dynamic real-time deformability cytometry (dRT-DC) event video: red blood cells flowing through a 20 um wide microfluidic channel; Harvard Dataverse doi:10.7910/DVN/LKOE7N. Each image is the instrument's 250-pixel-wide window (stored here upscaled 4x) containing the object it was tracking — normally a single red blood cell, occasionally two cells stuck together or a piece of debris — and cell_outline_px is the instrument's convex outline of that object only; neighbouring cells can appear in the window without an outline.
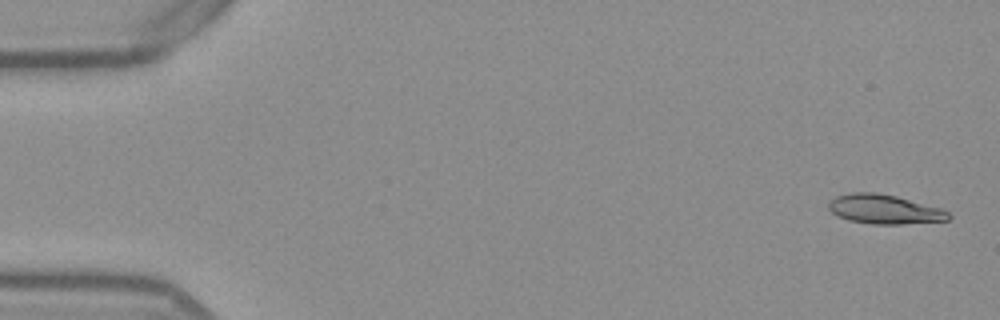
{"species": "Egyptian fruit bat (a non-hibernating species)", "species_latin": "Rousettus aegyptiacus", "temperature_condition": "warm", "stored_images_in_passage": 53, "camera_frame_rate_fps": 3000, "um_per_image_px": 0.085, "frame": {"image": 1, "passage_image": 2, "time_ms": 0.333, "image_size_px": [1000, 320], "cell_outline_px": [[952, 216], [948, 220], [900, 224], [872, 224], [848, 220], [836, 216], [828, 208], [828, 200], [836, 196], [852, 192], [876, 192], [896, 196], [940, 208], [948, 212]], "centroid_in_image_um": [75.12, 17.78], "position_along_channel_um": 9.9, "area_um2": 20.52}}
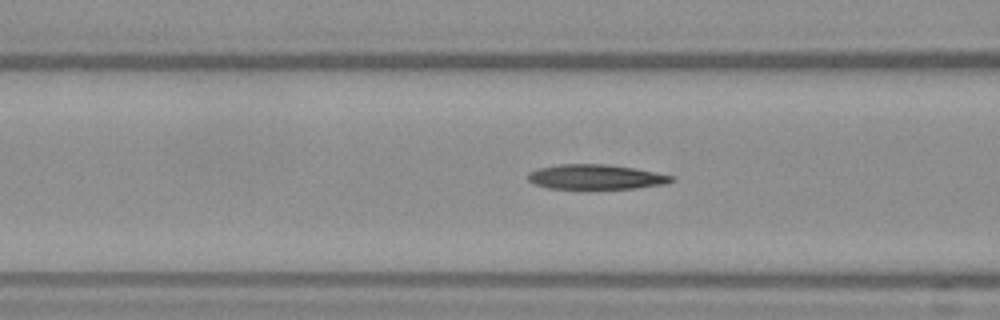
{"frame": {"image": 2, "passage_image": 21, "time_ms": 6.667, "image_size_px": [1000, 320], "cell_outline_px": [[676, 180], [668, 184], [636, 188], [548, 188], [536, 184], [528, 180], [528, 172], [540, 168], [560, 164], [608, 164], [636, 168], [676, 176]], "centroid_in_image_um": [50.74, 15.03], "position_along_channel_um": 115.9, "area_um2": 20.81}}
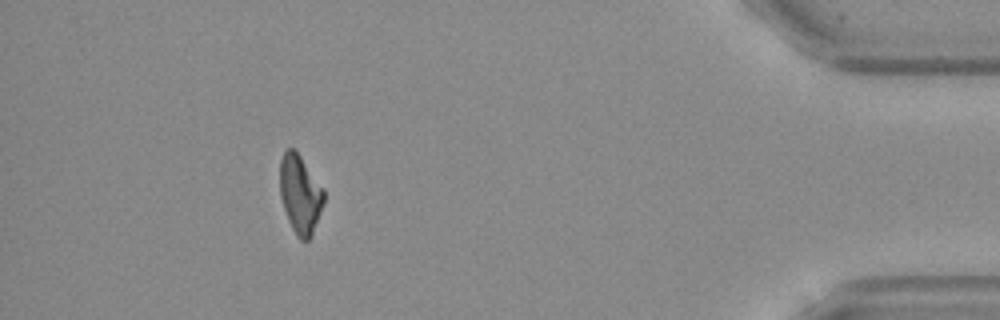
{"frame": {"image": 3, "passage_image": 48, "time_ms": 15.667, "image_size_px": [1000, 320], "cell_outline_px": [[324, 204], [312, 232], [308, 240], [300, 240], [296, 236], [288, 220], [280, 196], [280, 160], [284, 152], [288, 148], [292, 148], [300, 156], [324, 188]], "centroid_in_image_um": [25.51, 16.51], "position_along_channel_um": 409.7, "area_um2": 19.94}, "authors_computed_cell_mechanics": {"area_um2": 20.7502, "velocity_mm_per_s": 3.8807, "shape_relaxation_time_tau1_ms": 10.5637, "shape_relaxation_time_tau2_ms": null, "deformation_change_tau1": 0.2792, "deformation_change_tau2": null}}